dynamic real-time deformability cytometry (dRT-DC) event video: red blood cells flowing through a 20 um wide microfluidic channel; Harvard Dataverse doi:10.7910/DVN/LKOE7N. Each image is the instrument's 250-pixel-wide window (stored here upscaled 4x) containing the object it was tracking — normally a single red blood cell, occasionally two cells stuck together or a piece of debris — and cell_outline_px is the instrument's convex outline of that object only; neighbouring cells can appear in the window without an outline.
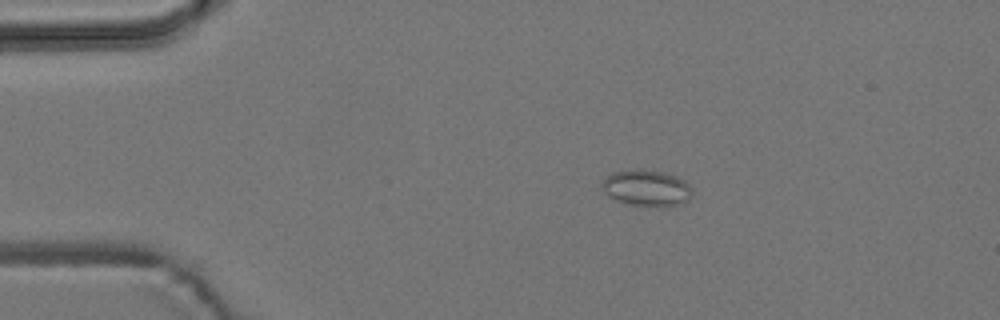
{"species": "common noctule bat (a hibernating species)", "species_latin": "Nyctalus noctula", "temperature_condition": "room temperature", "stored_images_in_passage": 7, "camera_frame_rate_fps": 3000, "um_per_image_px": 0.085, "animal": {"sex": "male", "body_mass_g": 19.2, "forearm_length_mm": 51.8}, "frame": {"image": 1, "passage_image": 3, "time_ms": 2.333, "image_size_px": [1000, 320], "cell_outline_px": [[692, 196], [684, 204], [668, 208], [628, 204], [616, 200], [608, 196], [604, 192], [600, 184], [612, 172], [640, 168], [660, 172], [676, 176], [684, 180], [692, 188]], "centroid_in_image_um": [54.99, 16.01], "position_along_channel_um": 30.0, "area_um2": 19.48}}
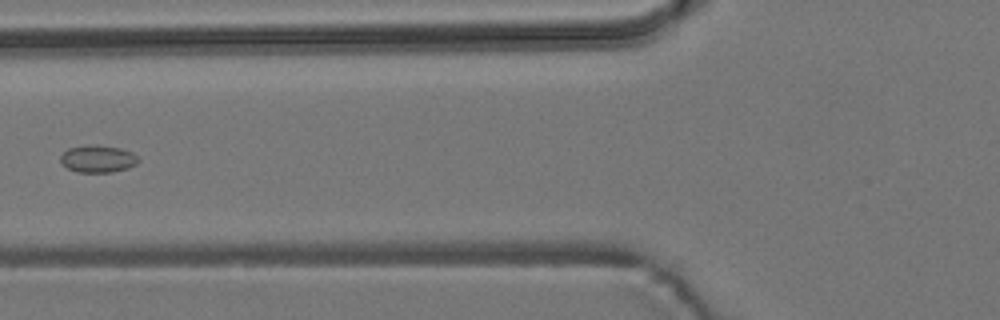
{"frame": {"image": 2, "passage_image": 6, "time_ms": 6.0, "image_size_px": [1000, 320], "cell_outline_px": [[140, 160], [136, 164], [128, 168], [112, 172], [76, 172], [68, 168], [60, 160], [60, 156], [68, 148], [88, 144], [96, 144], [120, 148], [132, 152]], "centroid_in_image_um": [8.32, 13.49], "position_along_channel_um": 117.5, "area_um2": 12.43}}
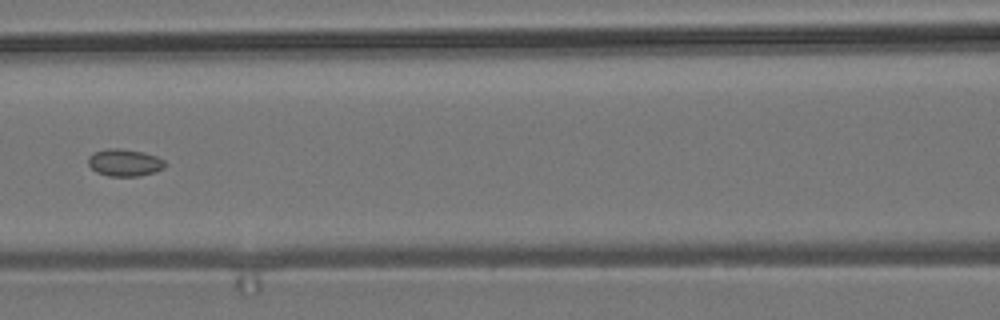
{"frame": {"image": 3, "passage_image": 7, "time_ms": 7.0, "image_size_px": [1000, 320], "cell_outline_px": [[168, 164], [164, 168], [156, 172], [140, 176], [108, 176], [96, 172], [88, 164], [88, 156], [96, 152], [108, 148], [120, 148], [144, 152], [156, 156], [164, 160]], "centroid_in_image_um": [10.63, 13.83], "position_along_channel_um": 156.0, "area_um2": 12.31}}